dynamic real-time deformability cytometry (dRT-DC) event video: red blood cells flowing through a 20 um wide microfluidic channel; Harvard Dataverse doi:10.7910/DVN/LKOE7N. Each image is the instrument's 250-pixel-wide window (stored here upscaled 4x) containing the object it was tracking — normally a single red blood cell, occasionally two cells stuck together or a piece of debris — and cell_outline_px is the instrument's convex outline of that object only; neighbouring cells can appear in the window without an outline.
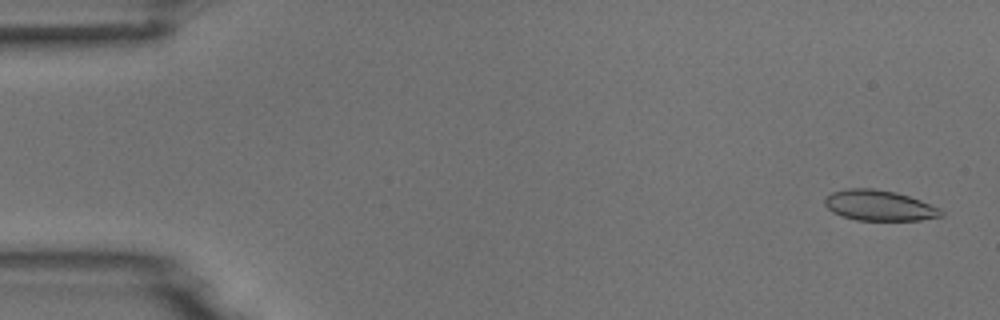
{"species": "common noctule bat (a hibernating species)", "species_latin": "Nyctalus noctula", "temperature_condition": "room temperature", "stored_images_in_passage": 53, "camera_frame_rate_fps": 3000, "um_per_image_px": 0.085, "animal": {"sex": "male", "body_mass_g": 18.8}, "frame": {"image": 1, "passage_image": 2, "time_ms": 0.333, "image_size_px": [1000, 320], "cell_outline_px": [[944, 216], [920, 220], [856, 220], [840, 216], [832, 212], [824, 204], [824, 200], [832, 192], [848, 188], [872, 188], [896, 192], [920, 200], [940, 208], [944, 212]], "centroid_in_image_um": [74.74, 17.47], "position_along_channel_um": 10.3, "area_um2": 20.75}}
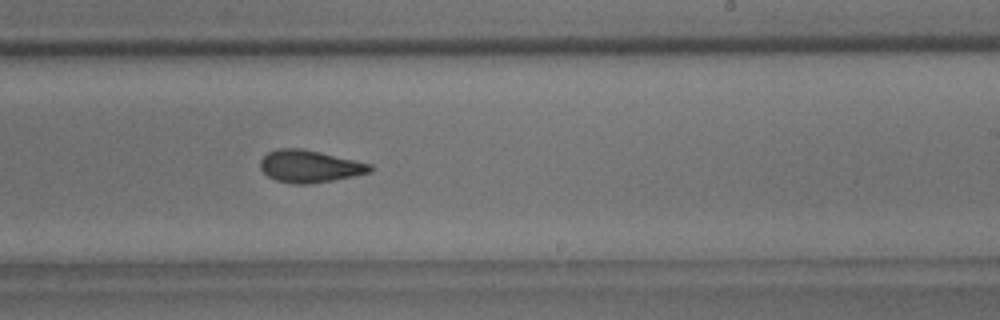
{"frame": {"image": 2, "passage_image": 32, "time_ms": 10.333, "image_size_px": [1000, 320], "cell_outline_px": [[372, 172], [312, 184], [292, 184], [276, 180], [268, 176], [260, 168], [260, 160], [268, 152], [276, 148], [300, 148], [320, 152], [372, 164]], "centroid_in_image_um": [26.3, 14.13], "position_along_channel_um": 262.7, "area_um2": 20.63}}
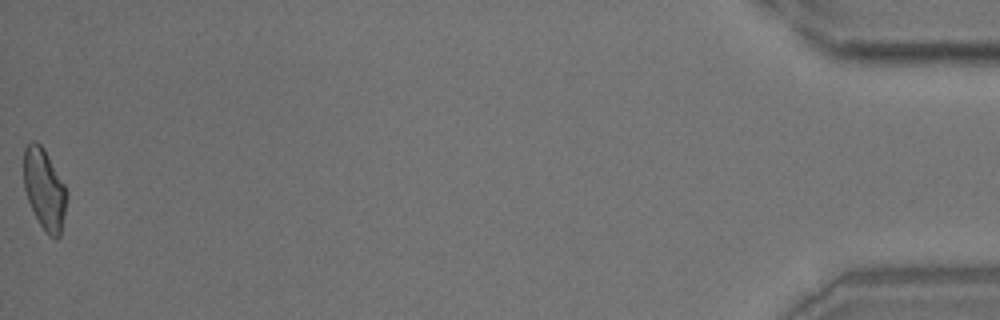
{"frame": {"image": 3, "passage_image": 53, "time_ms": 17.333, "image_size_px": [1000, 320], "cell_outline_px": [[68, 196], [60, 236], [56, 240], [48, 236], [40, 224], [28, 200], [24, 188], [24, 148], [32, 140], [36, 140], [44, 148], [64, 184], [68, 192]], "centroid_in_image_um": [3.79, 16.09], "position_along_channel_um": 431.4, "area_um2": 20.29}}